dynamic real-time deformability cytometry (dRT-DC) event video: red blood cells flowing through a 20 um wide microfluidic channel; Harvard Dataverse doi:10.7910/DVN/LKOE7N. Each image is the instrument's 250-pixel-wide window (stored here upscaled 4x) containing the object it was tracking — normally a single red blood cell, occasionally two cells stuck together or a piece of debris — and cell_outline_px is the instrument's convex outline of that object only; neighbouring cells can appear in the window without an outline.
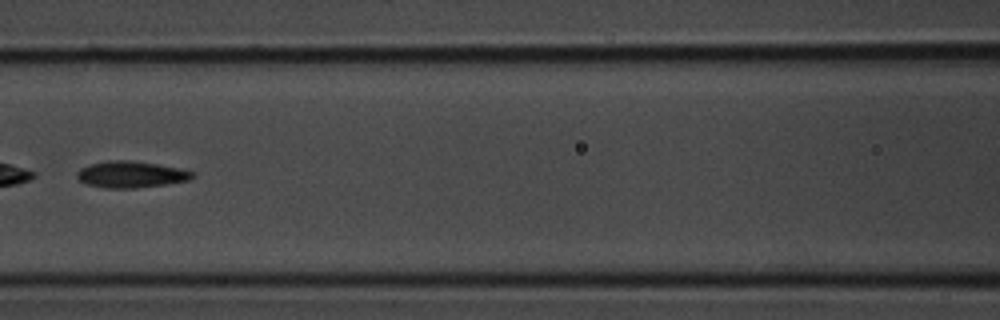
{"species": "common noctule bat (a hibernating species)", "species_latin": "Nyctalus noctula", "temperature_condition": "room temperature", "stored_images_in_passage": 32, "camera_frame_rate_fps": 3000, "um_per_image_px": 0.085, "animal": {"sex": "male", "body_mass_g": 20.1, "forearm_length_mm": 53.5}, "frame": {"image": 1, "passage_image": 14, "time_ms": 4.333, "image_size_px": [1000, 320], "cell_outline_px": [[196, 176], [188, 180], [164, 184], [136, 188], [104, 188], [84, 184], [76, 176], [76, 172], [80, 168], [92, 164], [108, 160], [132, 160], [180, 168], [196, 172]], "centroid_in_image_um": [11.13, 14.83], "position_along_channel_um": 155.5, "area_um2": 17.92}}
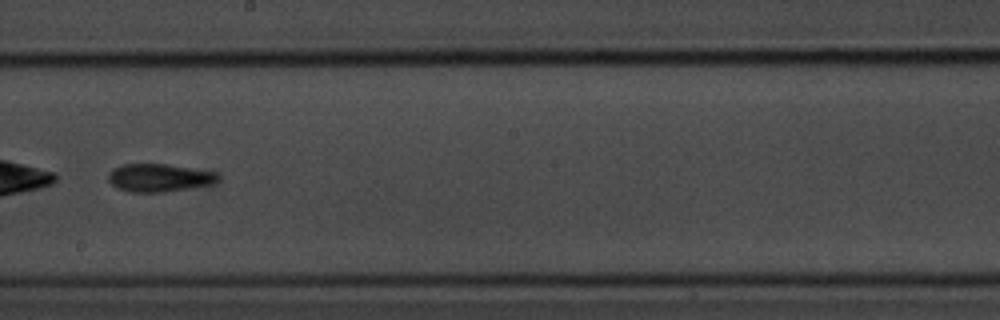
{"frame": {"image": 2, "passage_image": 19, "time_ms": 6.0, "image_size_px": [1000, 320], "cell_outline_px": [[220, 176], [212, 184], [160, 192], [132, 192], [116, 188], [108, 180], [108, 172], [112, 168], [120, 164], [168, 164], [216, 172]], "centroid_in_image_um": [13.47, 15.09], "position_along_channel_um": 234.7, "area_um2": 17.8}}